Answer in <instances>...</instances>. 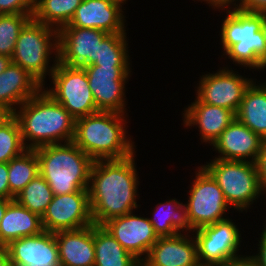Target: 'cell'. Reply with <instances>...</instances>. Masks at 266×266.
<instances>
[{
  "label": "cell",
  "instance_id": "obj_1",
  "mask_svg": "<svg viewBox=\"0 0 266 266\" xmlns=\"http://www.w3.org/2000/svg\"><path fill=\"white\" fill-rule=\"evenodd\" d=\"M135 157L134 153L124 159L93 162L88 191L94 224L103 225L140 207Z\"/></svg>",
  "mask_w": 266,
  "mask_h": 266
},
{
  "label": "cell",
  "instance_id": "obj_2",
  "mask_svg": "<svg viewBox=\"0 0 266 266\" xmlns=\"http://www.w3.org/2000/svg\"><path fill=\"white\" fill-rule=\"evenodd\" d=\"M12 115L19 123L27 149L74 139L75 118L43 88L20 105Z\"/></svg>",
  "mask_w": 266,
  "mask_h": 266
},
{
  "label": "cell",
  "instance_id": "obj_3",
  "mask_svg": "<svg viewBox=\"0 0 266 266\" xmlns=\"http://www.w3.org/2000/svg\"><path fill=\"white\" fill-rule=\"evenodd\" d=\"M126 117L118 112L99 111L77 118L73 142L94 161L127 158L136 153V146L126 135Z\"/></svg>",
  "mask_w": 266,
  "mask_h": 266
},
{
  "label": "cell",
  "instance_id": "obj_4",
  "mask_svg": "<svg viewBox=\"0 0 266 266\" xmlns=\"http://www.w3.org/2000/svg\"><path fill=\"white\" fill-rule=\"evenodd\" d=\"M220 28L223 55L234 65L249 70L266 69V41L261 30L263 14L248 13L237 8H226Z\"/></svg>",
  "mask_w": 266,
  "mask_h": 266
},
{
  "label": "cell",
  "instance_id": "obj_5",
  "mask_svg": "<svg viewBox=\"0 0 266 266\" xmlns=\"http://www.w3.org/2000/svg\"><path fill=\"white\" fill-rule=\"evenodd\" d=\"M39 174L54 195L88 190L94 160L73 141L41 146L35 149Z\"/></svg>",
  "mask_w": 266,
  "mask_h": 266
},
{
  "label": "cell",
  "instance_id": "obj_6",
  "mask_svg": "<svg viewBox=\"0 0 266 266\" xmlns=\"http://www.w3.org/2000/svg\"><path fill=\"white\" fill-rule=\"evenodd\" d=\"M58 55V30L31 18L20 31L11 61L45 87V78L51 77Z\"/></svg>",
  "mask_w": 266,
  "mask_h": 266
},
{
  "label": "cell",
  "instance_id": "obj_7",
  "mask_svg": "<svg viewBox=\"0 0 266 266\" xmlns=\"http://www.w3.org/2000/svg\"><path fill=\"white\" fill-rule=\"evenodd\" d=\"M202 166L217 181L229 206L238 212H248L250 206L264 194L256 163L214 158Z\"/></svg>",
  "mask_w": 266,
  "mask_h": 266
},
{
  "label": "cell",
  "instance_id": "obj_8",
  "mask_svg": "<svg viewBox=\"0 0 266 266\" xmlns=\"http://www.w3.org/2000/svg\"><path fill=\"white\" fill-rule=\"evenodd\" d=\"M50 78L53 87H43V90L75 119L99 112L84 68L58 62Z\"/></svg>",
  "mask_w": 266,
  "mask_h": 266
},
{
  "label": "cell",
  "instance_id": "obj_9",
  "mask_svg": "<svg viewBox=\"0 0 266 266\" xmlns=\"http://www.w3.org/2000/svg\"><path fill=\"white\" fill-rule=\"evenodd\" d=\"M240 232L230 218L195 229L193 235L197 242L199 265L225 266L246 257L238 253L242 242Z\"/></svg>",
  "mask_w": 266,
  "mask_h": 266
},
{
  "label": "cell",
  "instance_id": "obj_10",
  "mask_svg": "<svg viewBox=\"0 0 266 266\" xmlns=\"http://www.w3.org/2000/svg\"><path fill=\"white\" fill-rule=\"evenodd\" d=\"M193 179L187 204L185 203L192 228L199 229L228 218L224 214L231 207L212 175L201 165L195 171Z\"/></svg>",
  "mask_w": 266,
  "mask_h": 266
},
{
  "label": "cell",
  "instance_id": "obj_11",
  "mask_svg": "<svg viewBox=\"0 0 266 266\" xmlns=\"http://www.w3.org/2000/svg\"><path fill=\"white\" fill-rule=\"evenodd\" d=\"M89 87L99 111L126 114L125 85L131 77L130 66H83Z\"/></svg>",
  "mask_w": 266,
  "mask_h": 266
},
{
  "label": "cell",
  "instance_id": "obj_12",
  "mask_svg": "<svg viewBox=\"0 0 266 266\" xmlns=\"http://www.w3.org/2000/svg\"><path fill=\"white\" fill-rule=\"evenodd\" d=\"M195 87L196 98L203 103L223 107L237 113L245 91L255 81L246 78L230 67L200 76Z\"/></svg>",
  "mask_w": 266,
  "mask_h": 266
},
{
  "label": "cell",
  "instance_id": "obj_13",
  "mask_svg": "<svg viewBox=\"0 0 266 266\" xmlns=\"http://www.w3.org/2000/svg\"><path fill=\"white\" fill-rule=\"evenodd\" d=\"M92 224L94 223L91 217L88 190L54 195L42 216L43 229L51 233L77 230Z\"/></svg>",
  "mask_w": 266,
  "mask_h": 266
},
{
  "label": "cell",
  "instance_id": "obj_14",
  "mask_svg": "<svg viewBox=\"0 0 266 266\" xmlns=\"http://www.w3.org/2000/svg\"><path fill=\"white\" fill-rule=\"evenodd\" d=\"M108 35L99 29L62 27L58 30V62L70 67L94 64L99 44Z\"/></svg>",
  "mask_w": 266,
  "mask_h": 266
},
{
  "label": "cell",
  "instance_id": "obj_15",
  "mask_svg": "<svg viewBox=\"0 0 266 266\" xmlns=\"http://www.w3.org/2000/svg\"><path fill=\"white\" fill-rule=\"evenodd\" d=\"M133 213L132 211L126 215L112 218L102 226L127 252L142 262L159 236L148 217L137 216Z\"/></svg>",
  "mask_w": 266,
  "mask_h": 266
},
{
  "label": "cell",
  "instance_id": "obj_16",
  "mask_svg": "<svg viewBox=\"0 0 266 266\" xmlns=\"http://www.w3.org/2000/svg\"><path fill=\"white\" fill-rule=\"evenodd\" d=\"M124 3L121 0H83L64 27L92 28L108 34L126 33Z\"/></svg>",
  "mask_w": 266,
  "mask_h": 266
},
{
  "label": "cell",
  "instance_id": "obj_17",
  "mask_svg": "<svg viewBox=\"0 0 266 266\" xmlns=\"http://www.w3.org/2000/svg\"><path fill=\"white\" fill-rule=\"evenodd\" d=\"M10 266H60L55 234L43 231L11 241L8 245Z\"/></svg>",
  "mask_w": 266,
  "mask_h": 266
},
{
  "label": "cell",
  "instance_id": "obj_18",
  "mask_svg": "<svg viewBox=\"0 0 266 266\" xmlns=\"http://www.w3.org/2000/svg\"><path fill=\"white\" fill-rule=\"evenodd\" d=\"M141 266H199L197 242L193 233L159 237Z\"/></svg>",
  "mask_w": 266,
  "mask_h": 266
},
{
  "label": "cell",
  "instance_id": "obj_19",
  "mask_svg": "<svg viewBox=\"0 0 266 266\" xmlns=\"http://www.w3.org/2000/svg\"><path fill=\"white\" fill-rule=\"evenodd\" d=\"M263 141L235 118L211 146L219 153L215 159L255 163Z\"/></svg>",
  "mask_w": 266,
  "mask_h": 266
},
{
  "label": "cell",
  "instance_id": "obj_20",
  "mask_svg": "<svg viewBox=\"0 0 266 266\" xmlns=\"http://www.w3.org/2000/svg\"><path fill=\"white\" fill-rule=\"evenodd\" d=\"M184 109L183 126L198 127L201 142L210 146L236 118L233 111L200 102L197 98Z\"/></svg>",
  "mask_w": 266,
  "mask_h": 266
},
{
  "label": "cell",
  "instance_id": "obj_21",
  "mask_svg": "<svg viewBox=\"0 0 266 266\" xmlns=\"http://www.w3.org/2000/svg\"><path fill=\"white\" fill-rule=\"evenodd\" d=\"M43 86L21 66L10 63L0 74V109L12 114Z\"/></svg>",
  "mask_w": 266,
  "mask_h": 266
},
{
  "label": "cell",
  "instance_id": "obj_22",
  "mask_svg": "<svg viewBox=\"0 0 266 266\" xmlns=\"http://www.w3.org/2000/svg\"><path fill=\"white\" fill-rule=\"evenodd\" d=\"M60 266H94V224L55 232Z\"/></svg>",
  "mask_w": 266,
  "mask_h": 266
},
{
  "label": "cell",
  "instance_id": "obj_23",
  "mask_svg": "<svg viewBox=\"0 0 266 266\" xmlns=\"http://www.w3.org/2000/svg\"><path fill=\"white\" fill-rule=\"evenodd\" d=\"M44 231L42 218L13 200L0 222V245Z\"/></svg>",
  "mask_w": 266,
  "mask_h": 266
},
{
  "label": "cell",
  "instance_id": "obj_24",
  "mask_svg": "<svg viewBox=\"0 0 266 266\" xmlns=\"http://www.w3.org/2000/svg\"><path fill=\"white\" fill-rule=\"evenodd\" d=\"M148 218L159 237L175 236L179 233H193L186 205L176 198L158 203Z\"/></svg>",
  "mask_w": 266,
  "mask_h": 266
},
{
  "label": "cell",
  "instance_id": "obj_25",
  "mask_svg": "<svg viewBox=\"0 0 266 266\" xmlns=\"http://www.w3.org/2000/svg\"><path fill=\"white\" fill-rule=\"evenodd\" d=\"M256 80L245 91L236 119L266 140V81Z\"/></svg>",
  "mask_w": 266,
  "mask_h": 266
},
{
  "label": "cell",
  "instance_id": "obj_26",
  "mask_svg": "<svg viewBox=\"0 0 266 266\" xmlns=\"http://www.w3.org/2000/svg\"><path fill=\"white\" fill-rule=\"evenodd\" d=\"M94 266H141L102 225L94 224Z\"/></svg>",
  "mask_w": 266,
  "mask_h": 266
},
{
  "label": "cell",
  "instance_id": "obj_27",
  "mask_svg": "<svg viewBox=\"0 0 266 266\" xmlns=\"http://www.w3.org/2000/svg\"><path fill=\"white\" fill-rule=\"evenodd\" d=\"M83 0H33L32 18L57 30L68 25Z\"/></svg>",
  "mask_w": 266,
  "mask_h": 266
},
{
  "label": "cell",
  "instance_id": "obj_28",
  "mask_svg": "<svg viewBox=\"0 0 266 266\" xmlns=\"http://www.w3.org/2000/svg\"><path fill=\"white\" fill-rule=\"evenodd\" d=\"M9 186L16 197L39 175V161L35 149H27L8 162Z\"/></svg>",
  "mask_w": 266,
  "mask_h": 266
},
{
  "label": "cell",
  "instance_id": "obj_29",
  "mask_svg": "<svg viewBox=\"0 0 266 266\" xmlns=\"http://www.w3.org/2000/svg\"><path fill=\"white\" fill-rule=\"evenodd\" d=\"M127 33L109 34L100 44L98 58L92 65L130 66Z\"/></svg>",
  "mask_w": 266,
  "mask_h": 266
},
{
  "label": "cell",
  "instance_id": "obj_30",
  "mask_svg": "<svg viewBox=\"0 0 266 266\" xmlns=\"http://www.w3.org/2000/svg\"><path fill=\"white\" fill-rule=\"evenodd\" d=\"M53 191L39 174L15 197V200L41 218L53 199Z\"/></svg>",
  "mask_w": 266,
  "mask_h": 266
},
{
  "label": "cell",
  "instance_id": "obj_31",
  "mask_svg": "<svg viewBox=\"0 0 266 266\" xmlns=\"http://www.w3.org/2000/svg\"><path fill=\"white\" fill-rule=\"evenodd\" d=\"M25 147L17 119L9 114L0 123V163L9 162L22 154Z\"/></svg>",
  "mask_w": 266,
  "mask_h": 266
},
{
  "label": "cell",
  "instance_id": "obj_32",
  "mask_svg": "<svg viewBox=\"0 0 266 266\" xmlns=\"http://www.w3.org/2000/svg\"><path fill=\"white\" fill-rule=\"evenodd\" d=\"M33 14H0V55L12 57L20 31Z\"/></svg>",
  "mask_w": 266,
  "mask_h": 266
},
{
  "label": "cell",
  "instance_id": "obj_33",
  "mask_svg": "<svg viewBox=\"0 0 266 266\" xmlns=\"http://www.w3.org/2000/svg\"><path fill=\"white\" fill-rule=\"evenodd\" d=\"M0 14H33V0H0Z\"/></svg>",
  "mask_w": 266,
  "mask_h": 266
},
{
  "label": "cell",
  "instance_id": "obj_34",
  "mask_svg": "<svg viewBox=\"0 0 266 266\" xmlns=\"http://www.w3.org/2000/svg\"><path fill=\"white\" fill-rule=\"evenodd\" d=\"M256 167L259 177V184L263 191L266 193V140L263 141L260 153L256 160Z\"/></svg>",
  "mask_w": 266,
  "mask_h": 266
},
{
  "label": "cell",
  "instance_id": "obj_35",
  "mask_svg": "<svg viewBox=\"0 0 266 266\" xmlns=\"http://www.w3.org/2000/svg\"><path fill=\"white\" fill-rule=\"evenodd\" d=\"M237 9L256 14H266V0H239Z\"/></svg>",
  "mask_w": 266,
  "mask_h": 266
},
{
  "label": "cell",
  "instance_id": "obj_36",
  "mask_svg": "<svg viewBox=\"0 0 266 266\" xmlns=\"http://www.w3.org/2000/svg\"><path fill=\"white\" fill-rule=\"evenodd\" d=\"M8 180V163H0V197L15 200V197L10 192Z\"/></svg>",
  "mask_w": 266,
  "mask_h": 266
},
{
  "label": "cell",
  "instance_id": "obj_37",
  "mask_svg": "<svg viewBox=\"0 0 266 266\" xmlns=\"http://www.w3.org/2000/svg\"><path fill=\"white\" fill-rule=\"evenodd\" d=\"M259 244H258V253L248 257L257 265V266H266V238L260 235Z\"/></svg>",
  "mask_w": 266,
  "mask_h": 266
},
{
  "label": "cell",
  "instance_id": "obj_38",
  "mask_svg": "<svg viewBox=\"0 0 266 266\" xmlns=\"http://www.w3.org/2000/svg\"><path fill=\"white\" fill-rule=\"evenodd\" d=\"M197 1H204L206 4L211 6L213 9H218L219 11H223L226 8H235L236 5L238 4L239 0H197ZM237 3V4H236ZM231 5V6H230Z\"/></svg>",
  "mask_w": 266,
  "mask_h": 266
},
{
  "label": "cell",
  "instance_id": "obj_39",
  "mask_svg": "<svg viewBox=\"0 0 266 266\" xmlns=\"http://www.w3.org/2000/svg\"><path fill=\"white\" fill-rule=\"evenodd\" d=\"M0 266H10L9 253L6 245H0Z\"/></svg>",
  "mask_w": 266,
  "mask_h": 266
},
{
  "label": "cell",
  "instance_id": "obj_40",
  "mask_svg": "<svg viewBox=\"0 0 266 266\" xmlns=\"http://www.w3.org/2000/svg\"><path fill=\"white\" fill-rule=\"evenodd\" d=\"M225 266H257V265L247 255L244 258L229 262Z\"/></svg>",
  "mask_w": 266,
  "mask_h": 266
},
{
  "label": "cell",
  "instance_id": "obj_41",
  "mask_svg": "<svg viewBox=\"0 0 266 266\" xmlns=\"http://www.w3.org/2000/svg\"><path fill=\"white\" fill-rule=\"evenodd\" d=\"M12 199H6V198H2L0 197V222L2 220V218L4 217L5 211L8 207V205L12 202Z\"/></svg>",
  "mask_w": 266,
  "mask_h": 266
},
{
  "label": "cell",
  "instance_id": "obj_42",
  "mask_svg": "<svg viewBox=\"0 0 266 266\" xmlns=\"http://www.w3.org/2000/svg\"><path fill=\"white\" fill-rule=\"evenodd\" d=\"M11 58L5 55H0V74L8 67L11 63Z\"/></svg>",
  "mask_w": 266,
  "mask_h": 266
},
{
  "label": "cell",
  "instance_id": "obj_43",
  "mask_svg": "<svg viewBox=\"0 0 266 266\" xmlns=\"http://www.w3.org/2000/svg\"><path fill=\"white\" fill-rule=\"evenodd\" d=\"M261 30L263 32L264 39L266 41V14H263V22H262Z\"/></svg>",
  "mask_w": 266,
  "mask_h": 266
},
{
  "label": "cell",
  "instance_id": "obj_44",
  "mask_svg": "<svg viewBox=\"0 0 266 266\" xmlns=\"http://www.w3.org/2000/svg\"><path fill=\"white\" fill-rule=\"evenodd\" d=\"M9 115L5 109H0V123Z\"/></svg>",
  "mask_w": 266,
  "mask_h": 266
},
{
  "label": "cell",
  "instance_id": "obj_45",
  "mask_svg": "<svg viewBox=\"0 0 266 266\" xmlns=\"http://www.w3.org/2000/svg\"><path fill=\"white\" fill-rule=\"evenodd\" d=\"M264 222H266V219H265ZM264 224H265V225H264ZM264 224H263L264 228H262L263 230H262V232H261V235H262L263 237L266 238V223H264Z\"/></svg>",
  "mask_w": 266,
  "mask_h": 266
}]
</instances>
